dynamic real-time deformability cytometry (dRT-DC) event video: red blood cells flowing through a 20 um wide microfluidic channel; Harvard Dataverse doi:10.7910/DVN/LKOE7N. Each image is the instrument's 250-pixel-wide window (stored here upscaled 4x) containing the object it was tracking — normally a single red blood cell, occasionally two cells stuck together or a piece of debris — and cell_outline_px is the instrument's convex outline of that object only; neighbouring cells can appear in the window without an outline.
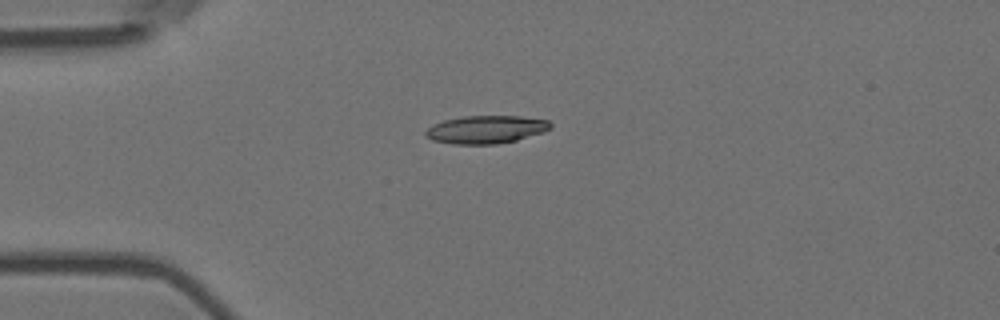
{"species": "Egyptian fruit bat (a non-hibernating species)", "species_latin": "Rousettus aegyptiacus", "temperature_condition": "room temperature", "stored_images_in_passage": 4, "camera_frame_rate_fps": 3000, "um_per_image_px": 0.085, "animal": {"sex": "female"}, "frame": {"image": 1, "passage_image": 2, "time_ms": 0.333, "image_size_px": [1000, 320], "cell_outline_px": [[552, 128], [544, 132], [516, 140], [496, 144], [452, 144], [432, 140], [424, 136], [424, 132], [432, 124], [444, 120], [464, 116], [520, 116], [548, 120], [552, 124]], "centroid_in_image_um": [41.3, 11.01], "position_along_channel_um": 43.7, "area_um2": 20.46}}
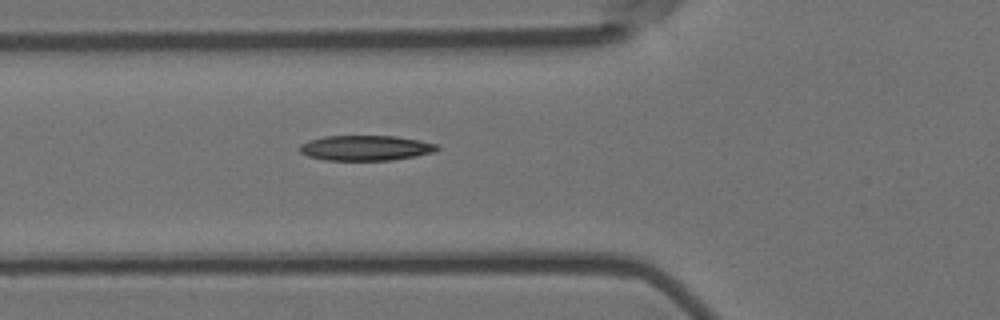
{"frame": {"image": 2, "passage_image": 4, "time_ms": 1.0, "image_size_px": [1000, 320], "cell_outline_px": [[440, 148], [436, 152], [416, 156], [392, 160], [324, 160], [308, 156], [300, 152], [300, 144], [308, 140], [324, 136], [396, 136], [420, 140], [436, 144]], "centroid_in_image_um": [31.09, 12.57], "position_along_channel_um": 94.7, "area_um2": 20.29}}